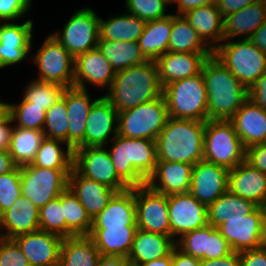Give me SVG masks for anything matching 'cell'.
<instances>
[{"label":"cell","mask_w":266,"mask_h":266,"mask_svg":"<svg viewBox=\"0 0 266 266\" xmlns=\"http://www.w3.org/2000/svg\"><path fill=\"white\" fill-rule=\"evenodd\" d=\"M163 88L159 83L156 62L145 63L117 71L104 96L118 112L159 98Z\"/></svg>","instance_id":"6da1fadb"},{"label":"cell","mask_w":266,"mask_h":266,"mask_svg":"<svg viewBox=\"0 0 266 266\" xmlns=\"http://www.w3.org/2000/svg\"><path fill=\"white\" fill-rule=\"evenodd\" d=\"M208 120H229L249 99V90L213 55L204 63Z\"/></svg>","instance_id":"7a4b0ae2"},{"label":"cell","mask_w":266,"mask_h":266,"mask_svg":"<svg viewBox=\"0 0 266 266\" xmlns=\"http://www.w3.org/2000/svg\"><path fill=\"white\" fill-rule=\"evenodd\" d=\"M204 121L169 117L156 139L157 161L195 165L204 160Z\"/></svg>","instance_id":"3957f363"},{"label":"cell","mask_w":266,"mask_h":266,"mask_svg":"<svg viewBox=\"0 0 266 266\" xmlns=\"http://www.w3.org/2000/svg\"><path fill=\"white\" fill-rule=\"evenodd\" d=\"M108 149L117 175L130 187L145 185L157 164L156 141L116 135Z\"/></svg>","instance_id":"277c9868"},{"label":"cell","mask_w":266,"mask_h":266,"mask_svg":"<svg viewBox=\"0 0 266 266\" xmlns=\"http://www.w3.org/2000/svg\"><path fill=\"white\" fill-rule=\"evenodd\" d=\"M168 115L175 119L208 120V98L202 72L163 87Z\"/></svg>","instance_id":"5b68a950"},{"label":"cell","mask_w":266,"mask_h":266,"mask_svg":"<svg viewBox=\"0 0 266 266\" xmlns=\"http://www.w3.org/2000/svg\"><path fill=\"white\" fill-rule=\"evenodd\" d=\"M226 41L213 51V56L249 90L266 71V52L249 39Z\"/></svg>","instance_id":"8992f818"},{"label":"cell","mask_w":266,"mask_h":266,"mask_svg":"<svg viewBox=\"0 0 266 266\" xmlns=\"http://www.w3.org/2000/svg\"><path fill=\"white\" fill-rule=\"evenodd\" d=\"M204 160L228 170L246 160V148L229 120L206 121Z\"/></svg>","instance_id":"52a82bcc"},{"label":"cell","mask_w":266,"mask_h":266,"mask_svg":"<svg viewBox=\"0 0 266 266\" xmlns=\"http://www.w3.org/2000/svg\"><path fill=\"white\" fill-rule=\"evenodd\" d=\"M169 118L163 94L150 102L118 112V135L156 141Z\"/></svg>","instance_id":"ba28073f"},{"label":"cell","mask_w":266,"mask_h":266,"mask_svg":"<svg viewBox=\"0 0 266 266\" xmlns=\"http://www.w3.org/2000/svg\"><path fill=\"white\" fill-rule=\"evenodd\" d=\"M21 192L38 209L59 197L68 187V175L72 169H51L30 164L20 166Z\"/></svg>","instance_id":"9c48e42d"},{"label":"cell","mask_w":266,"mask_h":266,"mask_svg":"<svg viewBox=\"0 0 266 266\" xmlns=\"http://www.w3.org/2000/svg\"><path fill=\"white\" fill-rule=\"evenodd\" d=\"M33 61L39 69L37 80L60 84L65 88L74 86L75 58L51 34L38 49Z\"/></svg>","instance_id":"30bf717a"},{"label":"cell","mask_w":266,"mask_h":266,"mask_svg":"<svg viewBox=\"0 0 266 266\" xmlns=\"http://www.w3.org/2000/svg\"><path fill=\"white\" fill-rule=\"evenodd\" d=\"M100 17L91 8H82L72 14L62 34L51 33L76 58L97 48L100 38Z\"/></svg>","instance_id":"8fae6325"},{"label":"cell","mask_w":266,"mask_h":266,"mask_svg":"<svg viewBox=\"0 0 266 266\" xmlns=\"http://www.w3.org/2000/svg\"><path fill=\"white\" fill-rule=\"evenodd\" d=\"M134 197L137 228L171 236L168 196L145 184L134 187Z\"/></svg>","instance_id":"7c38bea8"},{"label":"cell","mask_w":266,"mask_h":266,"mask_svg":"<svg viewBox=\"0 0 266 266\" xmlns=\"http://www.w3.org/2000/svg\"><path fill=\"white\" fill-rule=\"evenodd\" d=\"M73 167L84 177L117 192L130 188L116 173L108 150L104 147L74 149Z\"/></svg>","instance_id":"4fadbf2b"},{"label":"cell","mask_w":266,"mask_h":266,"mask_svg":"<svg viewBox=\"0 0 266 266\" xmlns=\"http://www.w3.org/2000/svg\"><path fill=\"white\" fill-rule=\"evenodd\" d=\"M217 229L228 241L232 250L239 253L259 249L266 243L262 206H258L243 218L226 219Z\"/></svg>","instance_id":"5bb4252c"},{"label":"cell","mask_w":266,"mask_h":266,"mask_svg":"<svg viewBox=\"0 0 266 266\" xmlns=\"http://www.w3.org/2000/svg\"><path fill=\"white\" fill-rule=\"evenodd\" d=\"M171 237L180 238L183 234L205 227L208 222V206L200 203L189 192L168 196Z\"/></svg>","instance_id":"9a60e30c"},{"label":"cell","mask_w":266,"mask_h":266,"mask_svg":"<svg viewBox=\"0 0 266 266\" xmlns=\"http://www.w3.org/2000/svg\"><path fill=\"white\" fill-rule=\"evenodd\" d=\"M175 245L185 254L200 260L222 258L233 252L220 231L210 224L183 234Z\"/></svg>","instance_id":"2e32d148"},{"label":"cell","mask_w":266,"mask_h":266,"mask_svg":"<svg viewBox=\"0 0 266 266\" xmlns=\"http://www.w3.org/2000/svg\"><path fill=\"white\" fill-rule=\"evenodd\" d=\"M229 170L205 160L192 167L189 193L207 206L228 190Z\"/></svg>","instance_id":"e0dca14e"},{"label":"cell","mask_w":266,"mask_h":266,"mask_svg":"<svg viewBox=\"0 0 266 266\" xmlns=\"http://www.w3.org/2000/svg\"><path fill=\"white\" fill-rule=\"evenodd\" d=\"M30 266H59L60 250L64 238L38 230L13 238Z\"/></svg>","instance_id":"ac0fdd59"},{"label":"cell","mask_w":266,"mask_h":266,"mask_svg":"<svg viewBox=\"0 0 266 266\" xmlns=\"http://www.w3.org/2000/svg\"><path fill=\"white\" fill-rule=\"evenodd\" d=\"M33 21L0 24V69L24 61L32 47Z\"/></svg>","instance_id":"d6986e66"},{"label":"cell","mask_w":266,"mask_h":266,"mask_svg":"<svg viewBox=\"0 0 266 266\" xmlns=\"http://www.w3.org/2000/svg\"><path fill=\"white\" fill-rule=\"evenodd\" d=\"M110 134H118V111L103 95L94 102L87 118L84 147H101Z\"/></svg>","instance_id":"ffe728a7"},{"label":"cell","mask_w":266,"mask_h":266,"mask_svg":"<svg viewBox=\"0 0 266 266\" xmlns=\"http://www.w3.org/2000/svg\"><path fill=\"white\" fill-rule=\"evenodd\" d=\"M111 63L98 48L89 50L75 58L74 87L87 90V84L96 87H108L109 90L115 77Z\"/></svg>","instance_id":"44dd1931"},{"label":"cell","mask_w":266,"mask_h":266,"mask_svg":"<svg viewBox=\"0 0 266 266\" xmlns=\"http://www.w3.org/2000/svg\"><path fill=\"white\" fill-rule=\"evenodd\" d=\"M212 55L213 53L166 52L155 61L160 85L163 88L171 82L201 73L205 61Z\"/></svg>","instance_id":"7402d4cb"},{"label":"cell","mask_w":266,"mask_h":266,"mask_svg":"<svg viewBox=\"0 0 266 266\" xmlns=\"http://www.w3.org/2000/svg\"><path fill=\"white\" fill-rule=\"evenodd\" d=\"M192 167L182 162L157 161L155 171L146 184L166 196L187 193L190 191Z\"/></svg>","instance_id":"603a6c76"},{"label":"cell","mask_w":266,"mask_h":266,"mask_svg":"<svg viewBox=\"0 0 266 266\" xmlns=\"http://www.w3.org/2000/svg\"><path fill=\"white\" fill-rule=\"evenodd\" d=\"M62 97L65 99L69 118V146L74 150L84 147L85 128L91 107L97 100H92L88 90L68 87Z\"/></svg>","instance_id":"cb8c5ba5"},{"label":"cell","mask_w":266,"mask_h":266,"mask_svg":"<svg viewBox=\"0 0 266 266\" xmlns=\"http://www.w3.org/2000/svg\"><path fill=\"white\" fill-rule=\"evenodd\" d=\"M39 214L40 209L20 195L13 206L0 215V236L13 239L21 234L40 230Z\"/></svg>","instance_id":"d4e9b609"},{"label":"cell","mask_w":266,"mask_h":266,"mask_svg":"<svg viewBox=\"0 0 266 266\" xmlns=\"http://www.w3.org/2000/svg\"><path fill=\"white\" fill-rule=\"evenodd\" d=\"M228 190L262 206L266 202V174L245 160L229 170Z\"/></svg>","instance_id":"484cf974"},{"label":"cell","mask_w":266,"mask_h":266,"mask_svg":"<svg viewBox=\"0 0 266 266\" xmlns=\"http://www.w3.org/2000/svg\"><path fill=\"white\" fill-rule=\"evenodd\" d=\"M68 187L93 220L117 192L104 184L82 176L74 167L68 175Z\"/></svg>","instance_id":"4316f807"},{"label":"cell","mask_w":266,"mask_h":266,"mask_svg":"<svg viewBox=\"0 0 266 266\" xmlns=\"http://www.w3.org/2000/svg\"><path fill=\"white\" fill-rule=\"evenodd\" d=\"M244 147L266 142V110L248 99L229 119Z\"/></svg>","instance_id":"83f0119b"},{"label":"cell","mask_w":266,"mask_h":266,"mask_svg":"<svg viewBox=\"0 0 266 266\" xmlns=\"http://www.w3.org/2000/svg\"><path fill=\"white\" fill-rule=\"evenodd\" d=\"M123 226H137L134 187L116 192L106 208L92 220V227Z\"/></svg>","instance_id":"f1b7e54d"},{"label":"cell","mask_w":266,"mask_h":266,"mask_svg":"<svg viewBox=\"0 0 266 266\" xmlns=\"http://www.w3.org/2000/svg\"><path fill=\"white\" fill-rule=\"evenodd\" d=\"M266 20V0H256L246 8L223 17L224 41L237 36L249 37ZM242 35H245L242 38Z\"/></svg>","instance_id":"f546056e"},{"label":"cell","mask_w":266,"mask_h":266,"mask_svg":"<svg viewBox=\"0 0 266 266\" xmlns=\"http://www.w3.org/2000/svg\"><path fill=\"white\" fill-rule=\"evenodd\" d=\"M183 16L212 51L224 41L223 17L216 4L197 7Z\"/></svg>","instance_id":"4dcf8cb0"},{"label":"cell","mask_w":266,"mask_h":266,"mask_svg":"<svg viewBox=\"0 0 266 266\" xmlns=\"http://www.w3.org/2000/svg\"><path fill=\"white\" fill-rule=\"evenodd\" d=\"M175 246L169 235L137 229L127 259L130 264L149 262L169 255Z\"/></svg>","instance_id":"1f68e13d"},{"label":"cell","mask_w":266,"mask_h":266,"mask_svg":"<svg viewBox=\"0 0 266 266\" xmlns=\"http://www.w3.org/2000/svg\"><path fill=\"white\" fill-rule=\"evenodd\" d=\"M137 226L91 227L89 236L101 255L128 257Z\"/></svg>","instance_id":"d6a6232c"},{"label":"cell","mask_w":266,"mask_h":266,"mask_svg":"<svg viewBox=\"0 0 266 266\" xmlns=\"http://www.w3.org/2000/svg\"><path fill=\"white\" fill-rule=\"evenodd\" d=\"M171 30L172 14L146 23L144 32L137 42L147 60L156 61L169 51Z\"/></svg>","instance_id":"836d02e7"},{"label":"cell","mask_w":266,"mask_h":266,"mask_svg":"<svg viewBox=\"0 0 266 266\" xmlns=\"http://www.w3.org/2000/svg\"><path fill=\"white\" fill-rule=\"evenodd\" d=\"M89 235H73L64 238L59 266H96L100 257Z\"/></svg>","instance_id":"e575fe53"},{"label":"cell","mask_w":266,"mask_h":266,"mask_svg":"<svg viewBox=\"0 0 266 266\" xmlns=\"http://www.w3.org/2000/svg\"><path fill=\"white\" fill-rule=\"evenodd\" d=\"M147 22L131 13L103 20L100 17V38L111 41L137 42Z\"/></svg>","instance_id":"d590c367"},{"label":"cell","mask_w":266,"mask_h":266,"mask_svg":"<svg viewBox=\"0 0 266 266\" xmlns=\"http://www.w3.org/2000/svg\"><path fill=\"white\" fill-rule=\"evenodd\" d=\"M258 205L227 190L208 206V222L217 228L226 219L243 218L253 212Z\"/></svg>","instance_id":"8d00e7d4"},{"label":"cell","mask_w":266,"mask_h":266,"mask_svg":"<svg viewBox=\"0 0 266 266\" xmlns=\"http://www.w3.org/2000/svg\"><path fill=\"white\" fill-rule=\"evenodd\" d=\"M98 50L111 63L115 72L145 63L138 42H121L99 39Z\"/></svg>","instance_id":"74e56055"},{"label":"cell","mask_w":266,"mask_h":266,"mask_svg":"<svg viewBox=\"0 0 266 266\" xmlns=\"http://www.w3.org/2000/svg\"><path fill=\"white\" fill-rule=\"evenodd\" d=\"M169 51L179 53H213L183 15L172 14Z\"/></svg>","instance_id":"f35d334b"},{"label":"cell","mask_w":266,"mask_h":266,"mask_svg":"<svg viewBox=\"0 0 266 266\" xmlns=\"http://www.w3.org/2000/svg\"><path fill=\"white\" fill-rule=\"evenodd\" d=\"M44 138V133L41 130L14 126L9 148V153L14 162L18 166L30 164L34 160Z\"/></svg>","instance_id":"ab89813d"},{"label":"cell","mask_w":266,"mask_h":266,"mask_svg":"<svg viewBox=\"0 0 266 266\" xmlns=\"http://www.w3.org/2000/svg\"><path fill=\"white\" fill-rule=\"evenodd\" d=\"M61 144H66V149H62ZM73 160L74 150L67 143L44 138L31 164L42 168L73 169Z\"/></svg>","instance_id":"60d3db41"},{"label":"cell","mask_w":266,"mask_h":266,"mask_svg":"<svg viewBox=\"0 0 266 266\" xmlns=\"http://www.w3.org/2000/svg\"><path fill=\"white\" fill-rule=\"evenodd\" d=\"M61 205L66 221V238L73 235H89L92 219L69 187L61 193Z\"/></svg>","instance_id":"b9f144b4"},{"label":"cell","mask_w":266,"mask_h":266,"mask_svg":"<svg viewBox=\"0 0 266 266\" xmlns=\"http://www.w3.org/2000/svg\"><path fill=\"white\" fill-rule=\"evenodd\" d=\"M43 133L45 138L60 140L69 145V118L63 97L46 111Z\"/></svg>","instance_id":"7bdbcfd3"},{"label":"cell","mask_w":266,"mask_h":266,"mask_svg":"<svg viewBox=\"0 0 266 266\" xmlns=\"http://www.w3.org/2000/svg\"><path fill=\"white\" fill-rule=\"evenodd\" d=\"M65 87L56 83L40 80L31 81L25 89L23 99L31 103V106L42 107L47 111L62 97Z\"/></svg>","instance_id":"ee69618b"},{"label":"cell","mask_w":266,"mask_h":266,"mask_svg":"<svg viewBox=\"0 0 266 266\" xmlns=\"http://www.w3.org/2000/svg\"><path fill=\"white\" fill-rule=\"evenodd\" d=\"M9 114L14 123L17 121L15 127L43 131L46 111L42 107L31 106V103L23 99L16 105L9 103Z\"/></svg>","instance_id":"f6af8a7d"},{"label":"cell","mask_w":266,"mask_h":266,"mask_svg":"<svg viewBox=\"0 0 266 266\" xmlns=\"http://www.w3.org/2000/svg\"><path fill=\"white\" fill-rule=\"evenodd\" d=\"M39 226L42 231L66 238V221L61 205V194L40 209Z\"/></svg>","instance_id":"bcb514c9"},{"label":"cell","mask_w":266,"mask_h":266,"mask_svg":"<svg viewBox=\"0 0 266 266\" xmlns=\"http://www.w3.org/2000/svg\"><path fill=\"white\" fill-rule=\"evenodd\" d=\"M127 12L138 16L145 22L167 17L165 0H125Z\"/></svg>","instance_id":"7dc6e473"},{"label":"cell","mask_w":266,"mask_h":266,"mask_svg":"<svg viewBox=\"0 0 266 266\" xmlns=\"http://www.w3.org/2000/svg\"><path fill=\"white\" fill-rule=\"evenodd\" d=\"M20 173V166H17L13 171L0 175V215L22 195Z\"/></svg>","instance_id":"c3c4849f"},{"label":"cell","mask_w":266,"mask_h":266,"mask_svg":"<svg viewBox=\"0 0 266 266\" xmlns=\"http://www.w3.org/2000/svg\"><path fill=\"white\" fill-rule=\"evenodd\" d=\"M0 266H30L13 239L0 237Z\"/></svg>","instance_id":"681fc988"},{"label":"cell","mask_w":266,"mask_h":266,"mask_svg":"<svg viewBox=\"0 0 266 266\" xmlns=\"http://www.w3.org/2000/svg\"><path fill=\"white\" fill-rule=\"evenodd\" d=\"M32 0H0V21L11 22L21 18L32 6Z\"/></svg>","instance_id":"f907efd6"},{"label":"cell","mask_w":266,"mask_h":266,"mask_svg":"<svg viewBox=\"0 0 266 266\" xmlns=\"http://www.w3.org/2000/svg\"><path fill=\"white\" fill-rule=\"evenodd\" d=\"M246 161L266 174V142L248 147Z\"/></svg>","instance_id":"816d5d0a"},{"label":"cell","mask_w":266,"mask_h":266,"mask_svg":"<svg viewBox=\"0 0 266 266\" xmlns=\"http://www.w3.org/2000/svg\"><path fill=\"white\" fill-rule=\"evenodd\" d=\"M240 266H266V248L240 252Z\"/></svg>","instance_id":"f5cc1de1"},{"label":"cell","mask_w":266,"mask_h":266,"mask_svg":"<svg viewBox=\"0 0 266 266\" xmlns=\"http://www.w3.org/2000/svg\"><path fill=\"white\" fill-rule=\"evenodd\" d=\"M249 99L266 110V71L257 79L249 89Z\"/></svg>","instance_id":"db71d44e"},{"label":"cell","mask_w":266,"mask_h":266,"mask_svg":"<svg viewBox=\"0 0 266 266\" xmlns=\"http://www.w3.org/2000/svg\"><path fill=\"white\" fill-rule=\"evenodd\" d=\"M256 0H217L216 7L220 11L221 16L225 17L231 13L246 8Z\"/></svg>","instance_id":"11a10c76"},{"label":"cell","mask_w":266,"mask_h":266,"mask_svg":"<svg viewBox=\"0 0 266 266\" xmlns=\"http://www.w3.org/2000/svg\"><path fill=\"white\" fill-rule=\"evenodd\" d=\"M13 119L10 114H8L1 122H0V150L9 151L11 145V135L14 126H10L13 123Z\"/></svg>","instance_id":"9f6ffc18"},{"label":"cell","mask_w":266,"mask_h":266,"mask_svg":"<svg viewBox=\"0 0 266 266\" xmlns=\"http://www.w3.org/2000/svg\"><path fill=\"white\" fill-rule=\"evenodd\" d=\"M200 266H240V253L233 251L222 258L201 260Z\"/></svg>","instance_id":"6f0895ef"},{"label":"cell","mask_w":266,"mask_h":266,"mask_svg":"<svg viewBox=\"0 0 266 266\" xmlns=\"http://www.w3.org/2000/svg\"><path fill=\"white\" fill-rule=\"evenodd\" d=\"M173 266H200L201 260L185 254L176 246L172 250Z\"/></svg>","instance_id":"680465c9"},{"label":"cell","mask_w":266,"mask_h":266,"mask_svg":"<svg viewBox=\"0 0 266 266\" xmlns=\"http://www.w3.org/2000/svg\"><path fill=\"white\" fill-rule=\"evenodd\" d=\"M217 0H178L175 4L177 5V14L183 15L186 12L195 9L200 6H206L216 4Z\"/></svg>","instance_id":"91938a15"},{"label":"cell","mask_w":266,"mask_h":266,"mask_svg":"<svg viewBox=\"0 0 266 266\" xmlns=\"http://www.w3.org/2000/svg\"><path fill=\"white\" fill-rule=\"evenodd\" d=\"M249 40L261 51L266 52V20L265 22L249 37Z\"/></svg>","instance_id":"94428289"},{"label":"cell","mask_w":266,"mask_h":266,"mask_svg":"<svg viewBox=\"0 0 266 266\" xmlns=\"http://www.w3.org/2000/svg\"><path fill=\"white\" fill-rule=\"evenodd\" d=\"M127 257L115 255H100L96 266H126Z\"/></svg>","instance_id":"6125c7cd"},{"label":"cell","mask_w":266,"mask_h":266,"mask_svg":"<svg viewBox=\"0 0 266 266\" xmlns=\"http://www.w3.org/2000/svg\"><path fill=\"white\" fill-rule=\"evenodd\" d=\"M17 166L9 151L0 150V175L13 171Z\"/></svg>","instance_id":"be15d7a7"},{"label":"cell","mask_w":266,"mask_h":266,"mask_svg":"<svg viewBox=\"0 0 266 266\" xmlns=\"http://www.w3.org/2000/svg\"><path fill=\"white\" fill-rule=\"evenodd\" d=\"M135 266H173L172 252L165 256L145 263L133 264Z\"/></svg>","instance_id":"e7e4bbea"},{"label":"cell","mask_w":266,"mask_h":266,"mask_svg":"<svg viewBox=\"0 0 266 266\" xmlns=\"http://www.w3.org/2000/svg\"><path fill=\"white\" fill-rule=\"evenodd\" d=\"M9 114V103L0 102V122Z\"/></svg>","instance_id":"03108f58"},{"label":"cell","mask_w":266,"mask_h":266,"mask_svg":"<svg viewBox=\"0 0 266 266\" xmlns=\"http://www.w3.org/2000/svg\"><path fill=\"white\" fill-rule=\"evenodd\" d=\"M262 209L264 213L265 241H266V202L262 205Z\"/></svg>","instance_id":"003e7915"},{"label":"cell","mask_w":266,"mask_h":266,"mask_svg":"<svg viewBox=\"0 0 266 266\" xmlns=\"http://www.w3.org/2000/svg\"><path fill=\"white\" fill-rule=\"evenodd\" d=\"M168 4H171V3H176L178 0H165Z\"/></svg>","instance_id":"a7ac6f4b"},{"label":"cell","mask_w":266,"mask_h":266,"mask_svg":"<svg viewBox=\"0 0 266 266\" xmlns=\"http://www.w3.org/2000/svg\"><path fill=\"white\" fill-rule=\"evenodd\" d=\"M126 266H135V265L128 263Z\"/></svg>","instance_id":"89a4df30"}]
</instances>
